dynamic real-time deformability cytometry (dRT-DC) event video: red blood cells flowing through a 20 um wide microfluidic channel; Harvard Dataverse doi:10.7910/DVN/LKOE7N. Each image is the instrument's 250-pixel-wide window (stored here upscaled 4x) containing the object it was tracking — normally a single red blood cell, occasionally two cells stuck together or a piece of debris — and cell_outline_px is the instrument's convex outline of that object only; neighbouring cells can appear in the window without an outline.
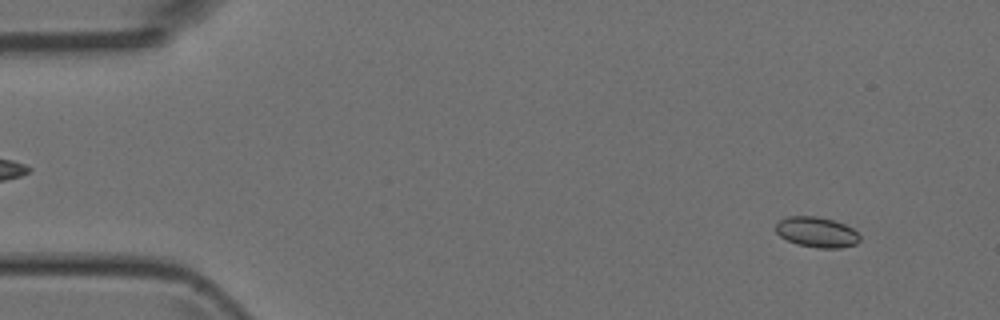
{"species": "Egyptian fruit bat (a non-hibernating species)", "species_latin": "Rousettus aegyptiacus", "temperature_condition": "room temperature", "stored_images_in_passage": 49, "camera_frame_rate_fps": 3000, "um_per_image_px": 0.085, "animal": {"sex": "female"}, "frame": {"image": 1, "passage_image": 4, "time_ms": 1.0, "image_size_px": [1000, 320], "cell_outline_px": [[860, 240], [856, 244], [840, 248], [820, 248], [796, 244], [780, 236], [776, 232], [776, 224], [780, 220], [788, 216], [816, 216], [832, 220], [844, 224], [852, 228], [860, 236]], "centroid_in_image_um": [69.42, 19.73], "position_along_channel_um": 15.6, "area_um2": 14.8}}
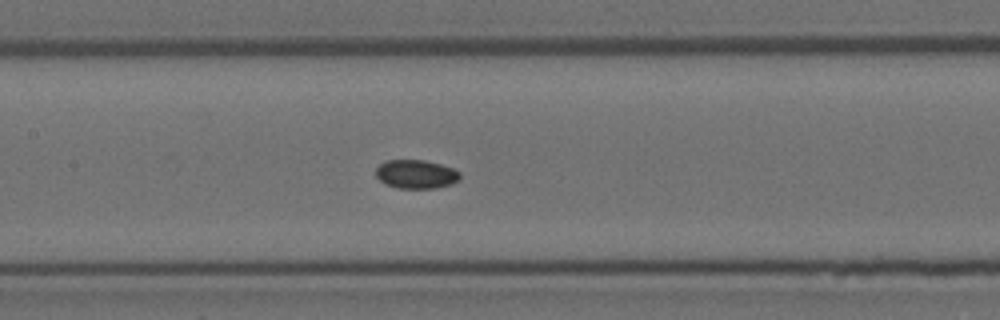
{"frame": {"image": 2, "passage_image": 23, "time_ms": 7.333, "image_size_px": [1000, 320], "cell_outline_px": [[460, 180], [452, 184], [436, 188], [396, 188], [384, 184], [376, 176], [376, 168], [380, 164], [388, 160], [424, 160], [440, 164], [452, 168], [460, 172]], "centroid_in_image_um": [35.37, 14.81], "position_along_channel_um": 172.0, "area_um2": 14.16}}
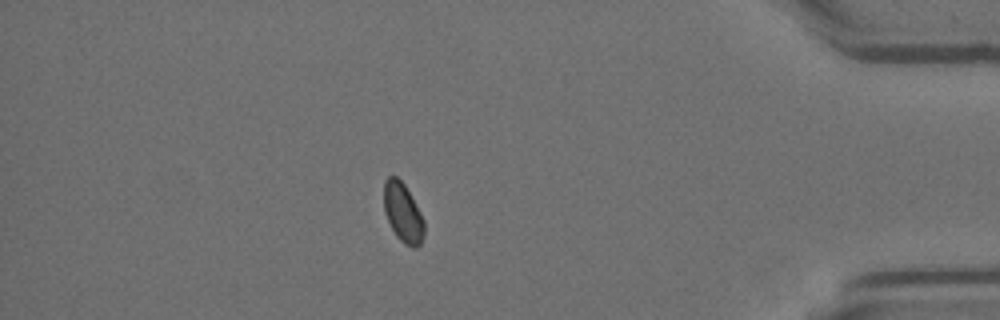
{"frame": {"image": 3, "passage_image": 43, "time_ms": 14.0, "image_size_px": [1000, 320], "cell_outline_px": [[424, 236], [420, 244], [416, 248], [412, 248], [404, 244], [396, 236], [384, 212], [384, 180], [388, 176], [396, 176], [404, 184], [420, 212], [424, 220]], "centroid_in_image_um": [34.24, 18.09], "position_along_channel_um": 401.0, "area_um2": 13.87}}